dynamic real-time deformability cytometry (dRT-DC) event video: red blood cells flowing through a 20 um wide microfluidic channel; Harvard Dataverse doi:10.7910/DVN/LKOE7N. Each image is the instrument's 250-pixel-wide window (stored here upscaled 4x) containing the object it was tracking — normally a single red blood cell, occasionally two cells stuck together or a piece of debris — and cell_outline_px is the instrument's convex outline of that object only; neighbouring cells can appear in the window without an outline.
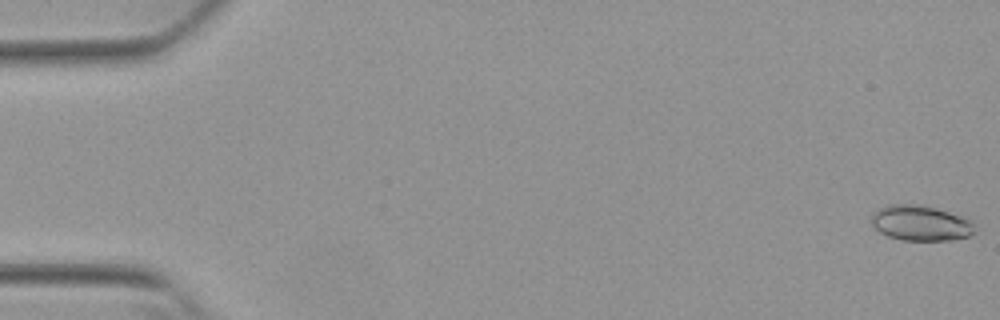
{"species": "Egyptian fruit bat (a non-hibernating species)", "species_latin": "Rousettus aegyptiacus", "temperature_condition": "warm", "stored_images_in_passage": 53, "camera_frame_rate_fps": 3000, "um_per_image_px": 0.085, "animal": {"sex": "female"}, "frame": {"image": 1, "passage_image": 1, "time_ms": 0.0, "image_size_px": [1000, 320], "cell_outline_px": [[976, 224], [972, 232], [968, 236], [956, 240], [904, 240], [888, 236], [880, 232], [872, 224], [872, 212], [888, 204], [924, 204], [972, 220]], "centroid_in_image_um": [78.26, 18.95], "position_along_channel_um": 6.7, "area_um2": 21.33}}
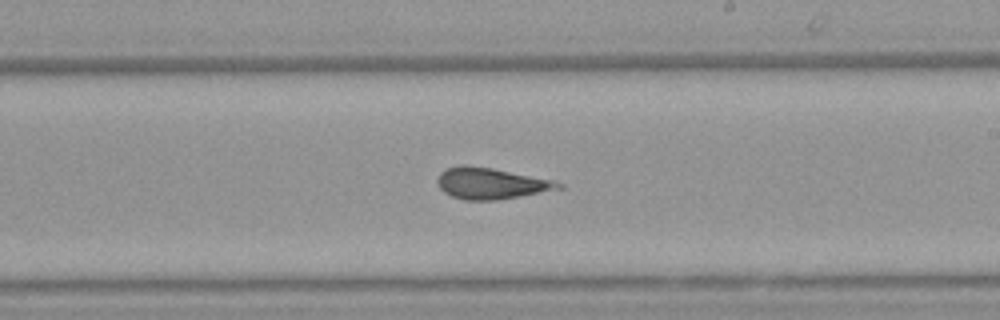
{"frame": {"image": 2, "passage_image": 32, "time_ms": 10.333, "image_size_px": [1000, 320], "cell_outline_px": [[564, 188], [520, 196], [496, 200], [464, 200], [452, 196], [444, 192], [440, 188], [436, 180], [440, 172], [444, 168], [460, 164], [464, 164], [492, 168], [556, 180], [564, 184]], "centroid_in_image_um": [41.73, 15.57], "position_along_channel_um": 247.3, "area_um2": 22.31}}
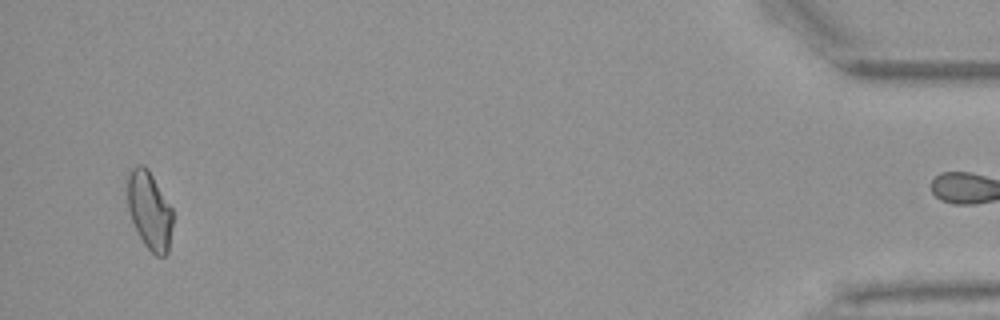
{"frame": {"image": 3, "passage_image": 52, "time_ms": 17.0, "image_size_px": [1000, 320], "cell_outline_px": [[172, 224], [168, 252], [164, 256], [156, 256], [144, 244], [132, 220], [128, 208], [128, 176], [132, 168], [136, 164], [144, 164], [148, 168], [172, 208]], "centroid_in_image_um": [12.71, 17.86], "position_along_channel_um": 422.5, "area_um2": 20.35}, "authors_computed_cell_mechanics": {"area_um2": 21.1548, "velocity_mm_per_s": 3.8413, "shape_relaxation_time_tau1_ms": null, "shape_relaxation_time_tau2_ms": 2.418, "deformation_change_tau1": null, "deformation_change_tau2": 0.1332}}